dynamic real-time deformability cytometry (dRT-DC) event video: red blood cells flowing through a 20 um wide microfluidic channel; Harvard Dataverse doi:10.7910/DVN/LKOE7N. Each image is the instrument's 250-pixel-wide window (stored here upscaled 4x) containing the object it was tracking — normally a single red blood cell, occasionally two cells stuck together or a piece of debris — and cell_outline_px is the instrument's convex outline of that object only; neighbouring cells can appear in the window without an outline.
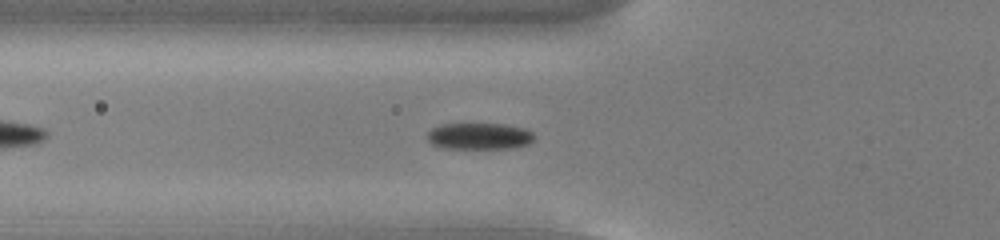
{"species": "common noctule bat (a hibernating species)", "species_latin": "Nyctalus noctula", "temperature_condition": "cold", "stored_images_in_passage": 44, "camera_frame_rate_fps": 3000, "um_per_image_px": 0.085, "animal": {"sex": "male", "body_mass_g": 13.0, "forearm_length_mm": 53.1}, "frame": {"image": 1, "passage_image": 9, "time_ms": 2.667, "image_size_px": [1000, 240], "cell_outline_px": [[536, 136], [528, 144], [512, 148], [440, 148], [432, 144], [428, 140], [428, 132], [432, 128], [440, 124], [504, 124], [524, 128], [532, 132]], "centroid_in_image_um": [40.74, 11.57], "position_along_channel_um": 85.1, "area_um2": 16.53}}
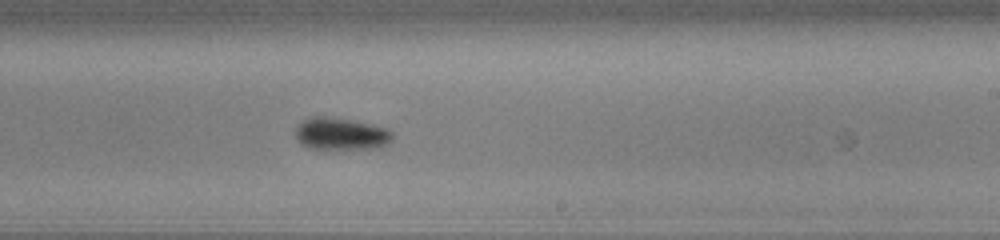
{"frame": {"image": 2, "passage_image": 23, "time_ms": 7.333, "image_size_px": [1000, 240], "cell_outline_px": [[392, 140], [388, 144], [376, 148], [308, 148], [296, 136], [296, 128], [304, 120], [312, 116], [324, 116], [352, 120], [372, 124], [388, 128], [392, 132]], "centroid_in_image_um": [29.03, 11.36], "position_along_channel_um": 260.0, "area_um2": 17.92}}
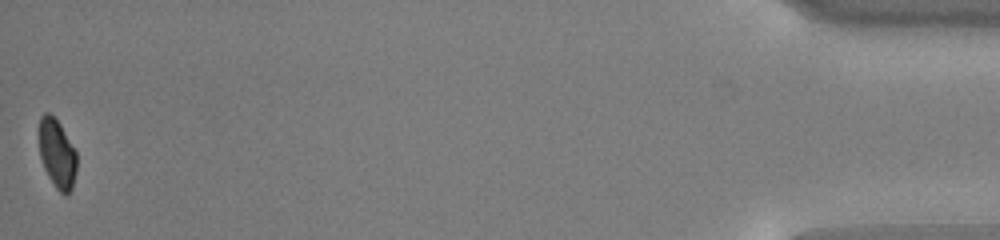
{"frame": {"image": 3, "passage_image": 44, "time_ms": 14.333, "image_size_px": [1000, 240], "cell_outline_px": [[76, 172], [72, 188], [68, 196], [64, 196], [56, 188], [48, 176], [44, 168], [40, 156], [40, 116], [44, 112], [48, 112], [60, 124], [76, 152]], "centroid_in_image_um": [4.86, 13.11], "position_along_channel_um": 430.3, "area_um2": 14.97}, "authors_computed_cell_mechanics": {"area_um2": 17.2533, "velocity_mm_per_s": 3.7544, "shape_relaxation_time_tau1_ms": 2.2683, "shape_relaxation_time_tau2_ms": null, "deformation_change_tau1": 0.0923, "deformation_change_tau2": null}}